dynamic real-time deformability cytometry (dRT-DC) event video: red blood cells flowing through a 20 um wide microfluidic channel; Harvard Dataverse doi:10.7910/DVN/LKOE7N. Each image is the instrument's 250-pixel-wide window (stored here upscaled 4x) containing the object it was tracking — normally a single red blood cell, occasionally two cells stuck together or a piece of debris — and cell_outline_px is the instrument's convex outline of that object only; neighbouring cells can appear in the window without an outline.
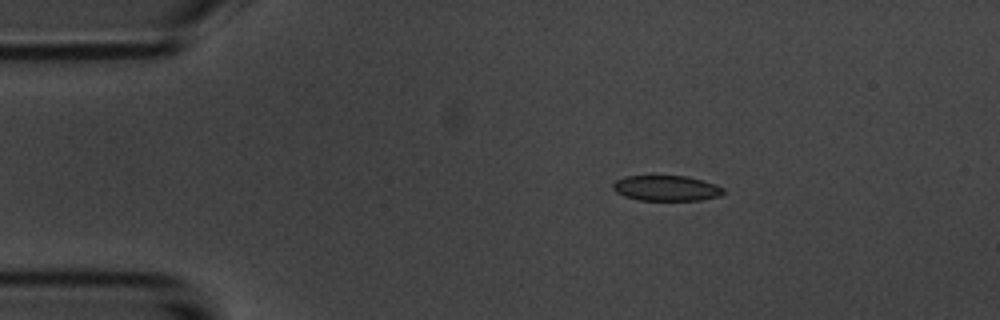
{"species": "common noctule bat (a hibernating species)", "species_latin": "Nyctalus noctula", "temperature_condition": "room temperature", "stored_images_in_passage": 8, "camera_frame_rate_fps": 3000, "um_per_image_px": 0.085, "animal": {"sex": "male", "body_mass_g": 20.1, "forearm_length_mm": 53.5}, "frame": {"image": 1, "passage_image": 1, "time_ms": 0.0, "image_size_px": [1000, 320], "cell_outline_px": [[724, 192], [720, 196], [700, 200], [640, 200], [624, 196], [616, 192], [612, 188], [612, 184], [616, 180], [624, 176], [684, 176], [700, 180], [724, 188]], "centroid_in_image_um": [56.59, 16.0], "position_along_channel_um": 28.4, "area_um2": 16.18}}
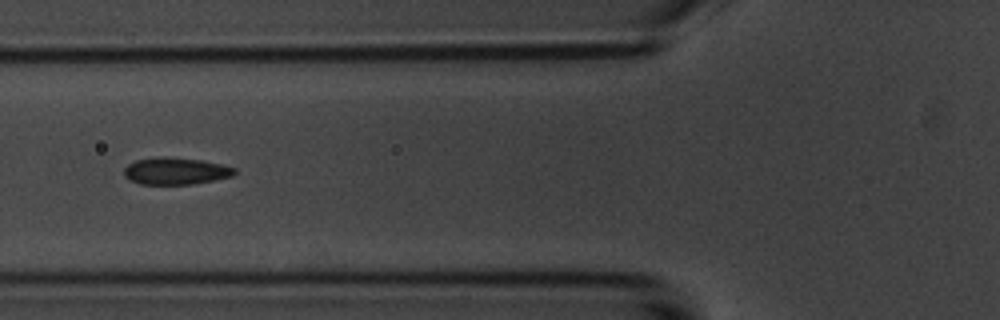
{"frame": {"image": 2, "passage_image": 4, "time_ms": 3.667, "image_size_px": [1000, 320], "cell_outline_px": [[236, 172], [232, 176], [192, 184], [140, 184], [128, 180], [124, 176], [124, 168], [128, 164], [136, 160], [156, 156], [164, 156], [200, 160], [220, 164], [236, 168]], "centroid_in_image_um": [14.88, 14.53], "position_along_channel_um": 110.9, "area_um2": 17.4}}
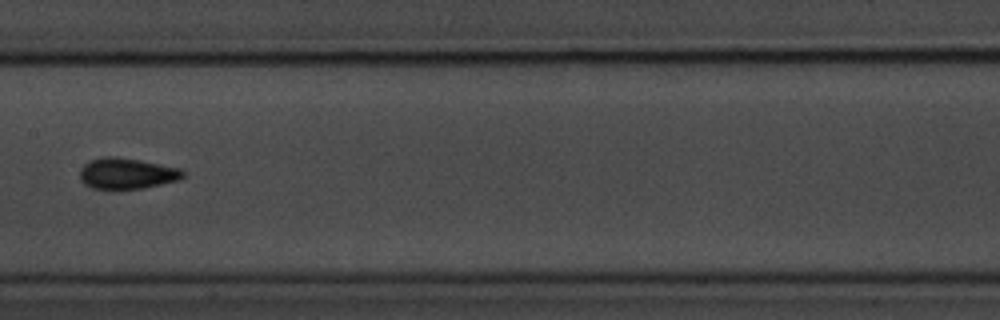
{"frame": {"image": 3, "passage_image": 6, "time_ms": 6.0, "image_size_px": [1000, 320], "cell_outline_px": [[184, 176], [180, 180], [144, 188], [92, 188], [84, 184], [80, 180], [80, 168], [88, 160], [104, 156], [112, 156], [136, 160], [180, 168], [184, 172]], "centroid_in_image_um": [10.75, 14.74], "position_along_channel_um": 196.6, "area_um2": 18.44}}